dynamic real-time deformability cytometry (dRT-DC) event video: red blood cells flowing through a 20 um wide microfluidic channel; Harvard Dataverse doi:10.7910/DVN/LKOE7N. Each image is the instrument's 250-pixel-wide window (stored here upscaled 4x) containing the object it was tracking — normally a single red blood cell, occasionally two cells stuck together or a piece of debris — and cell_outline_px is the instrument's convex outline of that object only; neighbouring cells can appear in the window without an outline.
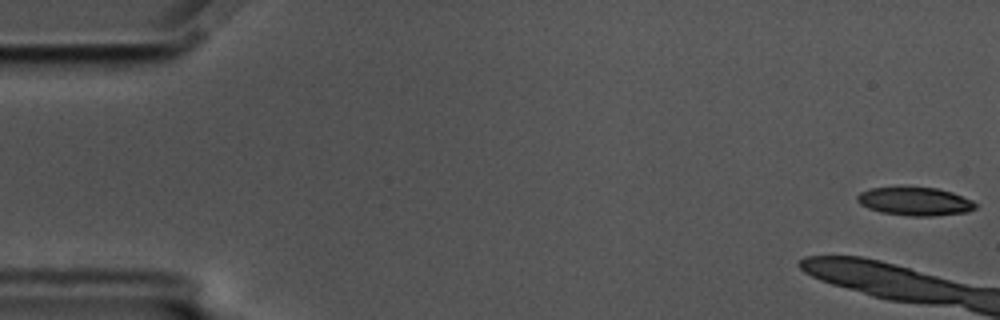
{"species": "common noctule bat (a hibernating species)", "species_latin": "Nyctalus noctula", "temperature_condition": "cold", "stored_images_in_passage": 12, "camera_frame_rate_fps": 3000, "um_per_image_px": 0.085, "animal": {"sex": "male", "body_mass_g": 17.5, "forearm_length_mm": 52.3}, "frame": {"image": 1, "passage_image": 1, "time_ms": 0.0, "image_size_px": [1000, 320], "cell_outline_px": [[976, 208], [968, 212], [932, 216], [912, 216], [880, 212], [868, 208], [860, 204], [856, 200], [856, 196], [860, 192], [868, 188], [936, 188], [952, 192], [972, 200], [976, 204]], "centroid_in_image_um": [77.76, 17.13], "position_along_channel_um": 7.2, "area_um2": 19.36}}